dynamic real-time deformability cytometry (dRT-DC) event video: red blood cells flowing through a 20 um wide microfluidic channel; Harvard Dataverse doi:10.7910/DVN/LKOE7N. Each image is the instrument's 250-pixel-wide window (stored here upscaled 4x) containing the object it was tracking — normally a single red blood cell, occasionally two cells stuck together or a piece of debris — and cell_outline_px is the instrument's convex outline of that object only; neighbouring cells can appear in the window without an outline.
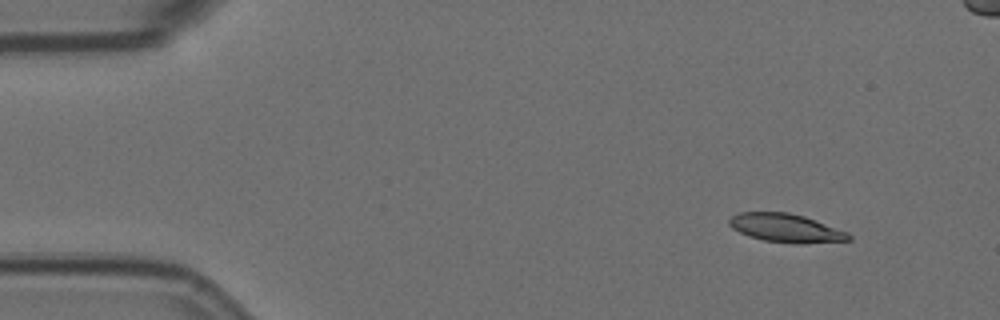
{"species": "Egyptian fruit bat (a non-hibernating species)", "species_latin": "Rousettus aegyptiacus", "temperature_condition": "room temperature", "stored_images_in_passage": 5, "segment_of_instrument_passage": [2, 2], "camera_frame_rate_fps": 3000, "um_per_image_px": 0.085, "animal": {"sex": "female"}, "frame": {"image": 1, "passage_image": 5, "time_ms": 1.333, "image_size_px": [1000, 320], "cell_outline_px": [[852, 240], [804, 244], [792, 244], [764, 240], [748, 236], [732, 228], [728, 224], [728, 220], [732, 216], [740, 212], [788, 212], [804, 216], [848, 232], [852, 236]], "centroid_in_image_um": [66.82, 19.39], "position_along_channel_um": 18.2, "area_um2": 20.0}}